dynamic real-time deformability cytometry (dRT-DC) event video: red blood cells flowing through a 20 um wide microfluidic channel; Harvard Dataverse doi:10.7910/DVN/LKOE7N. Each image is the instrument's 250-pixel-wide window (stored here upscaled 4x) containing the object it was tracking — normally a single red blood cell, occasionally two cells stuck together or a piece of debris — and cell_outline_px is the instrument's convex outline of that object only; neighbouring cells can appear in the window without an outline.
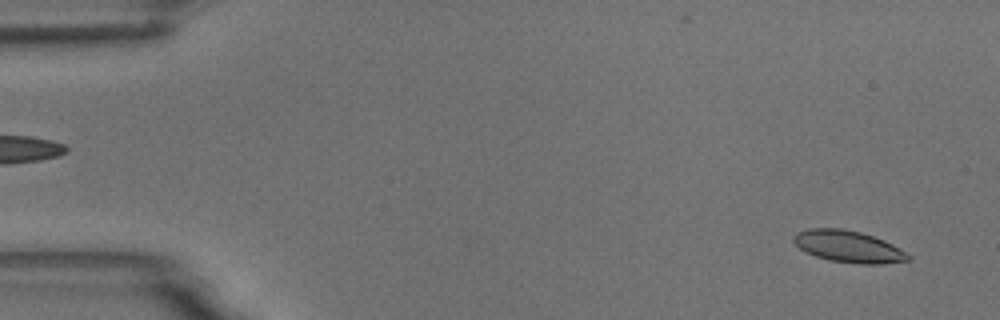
{"species": "common noctule bat (a hibernating species)", "species_latin": "Nyctalus noctula", "temperature_condition": "room temperature", "stored_images_in_passage": 54, "camera_frame_rate_fps": 3000, "um_per_image_px": 0.085, "animal": {"sex": "male", "body_mass_g": 18.8}, "frame": {"image": 1, "passage_image": 3, "time_ms": 0.667, "image_size_px": [1000, 320], "cell_outline_px": [[912, 256], [908, 260], [880, 264], [860, 264], [828, 260], [804, 252], [792, 240], [792, 236], [796, 232], [808, 228], [844, 228], [860, 232], [884, 240], [892, 244]], "centroid_in_image_um": [72.07, 20.95], "position_along_channel_um": 12.9, "area_um2": 21.27}}
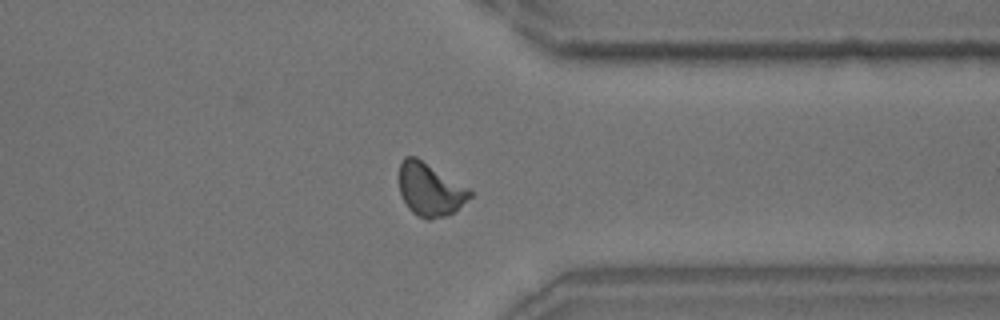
{"frame": {"image": 2, "passage_image": 42, "time_ms": 13.667, "image_size_px": [1000, 320], "cell_outline_px": [[472, 196], [452, 212], [444, 216], [428, 220], [416, 216], [408, 208], [400, 192], [400, 160], [404, 156], [416, 156], [472, 188]], "centroid_in_image_um": [36.57, 16.08], "position_along_channel_um": 374.8, "area_um2": 22.08}}
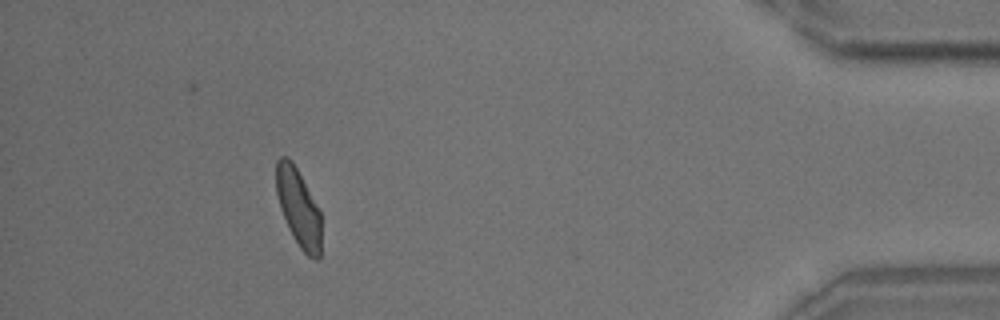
{"frame": {"image": 3, "passage_image": 49, "time_ms": 16.0, "image_size_px": [1000, 320], "cell_outline_px": [[320, 256], [316, 260], [308, 256], [300, 248], [292, 236], [288, 228], [280, 208], [276, 192], [276, 160], [280, 156], [288, 156], [292, 160], [320, 212]], "centroid_in_image_um": [25.34, 17.64], "position_along_channel_um": 409.9, "area_um2": 20.23}, "authors_computed_cell_mechanics": {"area_um2": 21.2704, "velocity_mm_per_s": 3.7358, "shape_relaxation_time_tau1_ms": 5.5746, "shape_relaxation_time_tau2_ms": 2.2562, "deformation_change_tau1": 0.1254, "deformation_change_tau2": 0.0797}}